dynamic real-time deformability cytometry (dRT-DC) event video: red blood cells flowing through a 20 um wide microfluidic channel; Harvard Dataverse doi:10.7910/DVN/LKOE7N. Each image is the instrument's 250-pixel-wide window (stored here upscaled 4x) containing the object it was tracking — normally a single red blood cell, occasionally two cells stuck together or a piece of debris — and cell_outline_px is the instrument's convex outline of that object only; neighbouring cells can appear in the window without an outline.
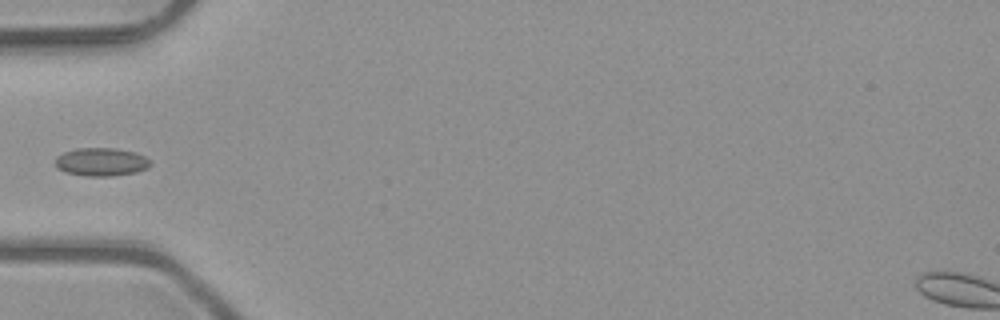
{"species": "common noctule bat (a hibernating species)", "species_latin": "Nyctalus noctula", "temperature_condition": "room temperature", "stored_images_in_passage": 5, "camera_frame_rate_fps": 3000, "um_per_image_px": 0.085, "animal": {"sex": "male", "body_mass_g": 23.1, "forearm_length_mm": 52.7}, "frame": {"image": 1, "passage_image": 5, "time_ms": 1.333, "image_size_px": [1000, 320], "cell_outline_px": [[152, 164], [148, 168], [136, 172], [112, 176], [84, 176], [64, 172], [56, 168], [56, 156], [64, 152], [76, 148], [116, 148], [136, 152], [144, 156]], "centroid_in_image_um": [8.59, 13.76], "position_along_channel_um": 76.4, "area_um2": 15.78}}